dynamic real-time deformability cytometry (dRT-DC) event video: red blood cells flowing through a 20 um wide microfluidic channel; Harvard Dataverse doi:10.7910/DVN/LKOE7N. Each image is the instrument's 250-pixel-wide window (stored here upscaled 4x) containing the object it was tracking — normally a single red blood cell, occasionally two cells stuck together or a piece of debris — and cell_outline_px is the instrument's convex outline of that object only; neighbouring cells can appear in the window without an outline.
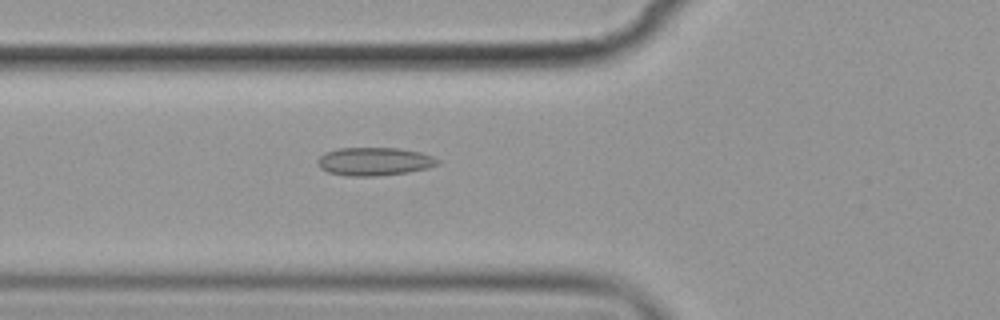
{"species": "common noctule bat (a hibernating species)", "species_latin": "Nyctalus noctula", "temperature_condition": "cold", "stored_images_in_passage": 6, "camera_frame_rate_fps": 3000, "um_per_image_px": 0.085, "animal": {"sex": "female", "body_mass_g": 19.9}, "frame": {"image": 1, "passage_image": 6, "time_ms": 6.667, "image_size_px": [1000, 320], "cell_outline_px": [[440, 164], [428, 168], [408, 172], [376, 176], [348, 176], [328, 172], [320, 168], [316, 164], [316, 160], [324, 152], [336, 148], [400, 148], [420, 152], [432, 156], [440, 160]], "centroid_in_image_um": [31.8, 13.72], "position_along_channel_um": 94.0, "area_um2": 19.94}}